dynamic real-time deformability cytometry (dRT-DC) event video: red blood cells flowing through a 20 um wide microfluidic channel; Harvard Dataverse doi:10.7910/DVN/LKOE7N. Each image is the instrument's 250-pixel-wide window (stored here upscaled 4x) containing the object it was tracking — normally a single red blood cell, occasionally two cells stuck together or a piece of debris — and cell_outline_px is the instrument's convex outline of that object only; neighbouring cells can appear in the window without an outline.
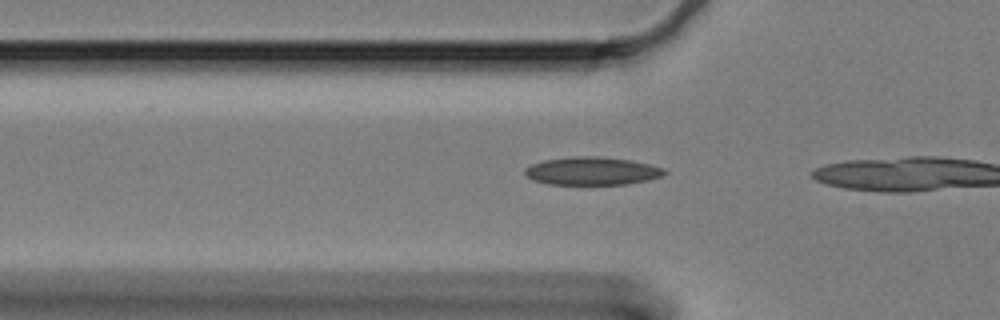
{"species": "Egyptian fruit bat (a non-hibernating species)", "species_latin": "Rousettus aegyptiacus", "temperature_condition": "cold", "stored_images_in_passage": 6, "camera_frame_rate_fps": 3000, "um_per_image_px": 0.085, "animal": {"sex": "female"}, "frame": {"image": 1, "passage_image": 4, "time_ms": 1.0, "image_size_px": [1000, 320], "cell_outline_px": [[668, 172], [664, 176], [648, 180], [628, 184], [548, 184], [532, 180], [524, 172], [524, 168], [532, 164], [544, 160], [572, 156], [596, 156], [632, 160], [664, 168]], "centroid_in_image_um": [50.34, 14.53], "position_along_channel_um": 75.5, "area_um2": 22.89}}